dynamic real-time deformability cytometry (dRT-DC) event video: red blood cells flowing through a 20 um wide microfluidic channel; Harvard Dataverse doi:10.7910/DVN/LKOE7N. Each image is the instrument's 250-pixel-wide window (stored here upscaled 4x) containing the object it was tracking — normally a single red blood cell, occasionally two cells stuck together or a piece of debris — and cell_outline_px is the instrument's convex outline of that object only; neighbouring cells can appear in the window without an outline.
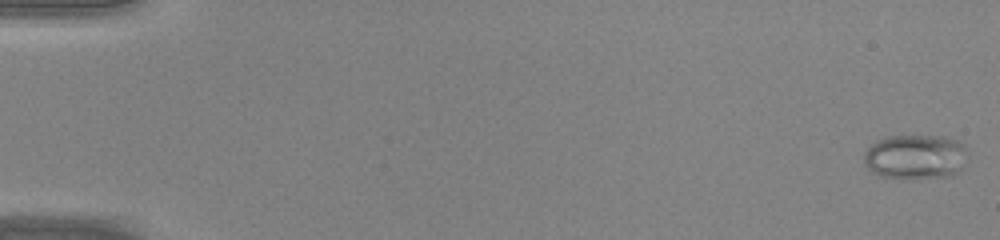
{"species": "common noctule bat (a hibernating species)", "species_latin": "Nyctalus noctula", "temperature_condition": "warm", "stored_images_in_passage": 46, "camera_frame_rate_fps": 3000, "um_per_image_px": 0.085, "animal": {"sex": "male", "body_mass_g": 20.0, "forearm_length_mm": 53.3}, "frame": {"image": 1, "passage_image": 1, "time_ms": 0.0, "image_size_px": [1000, 240], "cell_outline_px": [[968, 148], [960, 168], [952, 176], [908, 180], [880, 176], [872, 172], [864, 164], [864, 152], [876, 140], [888, 136], [944, 136], [960, 140]], "centroid_in_image_um": [77.8, 13.34], "position_along_channel_um": 7.2, "area_um2": 27.51}}
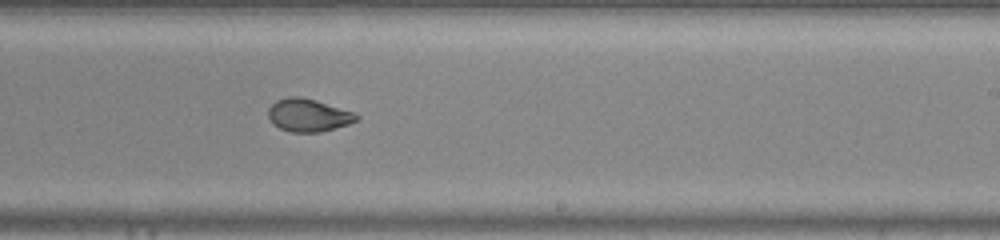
{"frame": {"image": 2, "passage_image": 29, "time_ms": 9.333, "image_size_px": [1000, 240], "cell_outline_px": [[360, 116], [356, 120], [348, 124], [320, 132], [292, 132], [280, 128], [272, 124], [268, 116], [268, 108], [276, 100], [288, 96], [300, 96], [316, 100], [356, 112]], "centroid_in_image_um": [26.2, 9.78], "position_along_channel_um": 262.8, "area_um2": 16.99}}
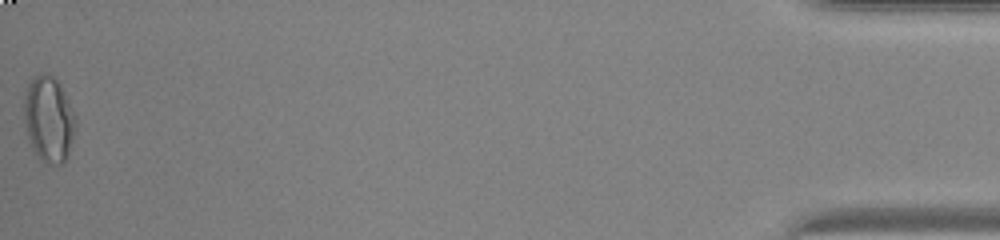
{"frame": {"image": 3, "passage_image": 46, "time_ms": 15.0, "image_size_px": [1000, 240], "cell_outline_px": [[76, 124], [68, 156], [60, 164], [48, 164], [40, 160], [36, 156], [32, 148], [28, 136], [24, 120], [24, 96], [28, 84], [36, 76], [52, 76], [56, 80], [64, 92], [76, 116]], "centroid_in_image_um": [4.14, 10.19], "position_along_channel_um": 431.1, "area_um2": 25.43}}